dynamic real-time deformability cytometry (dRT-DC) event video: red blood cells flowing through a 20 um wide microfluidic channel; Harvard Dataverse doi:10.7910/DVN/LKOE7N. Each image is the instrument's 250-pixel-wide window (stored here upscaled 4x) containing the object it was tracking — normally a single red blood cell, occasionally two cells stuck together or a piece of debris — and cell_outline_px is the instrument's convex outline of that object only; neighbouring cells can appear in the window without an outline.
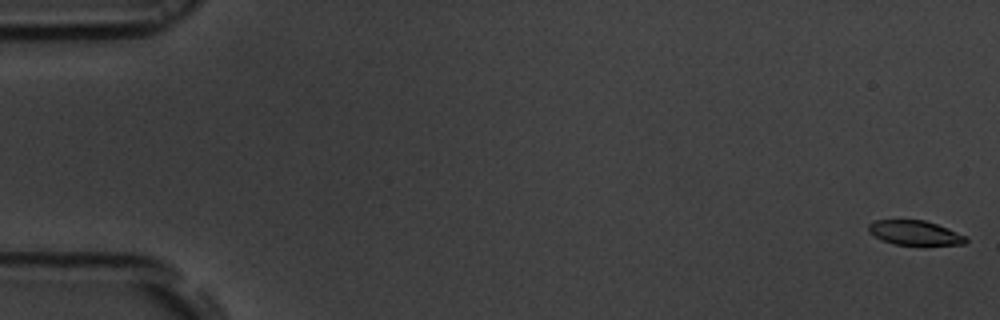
{"species": "common noctule bat (a hibernating species)", "species_latin": "Nyctalus noctula", "temperature_condition": "room temperature", "stored_images_in_passage": 11, "camera_frame_rate_fps": 3000, "um_per_image_px": 0.085, "animal": {"sex": "male", "body_mass_g": 19.5, "forearm_length_mm": 54.6}, "frame": {"image": 1, "passage_image": 1, "time_ms": 0.0, "image_size_px": [1000, 320], "cell_outline_px": [[968, 240], [964, 244], [896, 244], [880, 240], [868, 232], [868, 224], [876, 220], [924, 220], [948, 228], [968, 236]], "centroid_in_image_um": [77.75, 19.78], "position_along_channel_um": 7.2, "area_um2": 13.81}}